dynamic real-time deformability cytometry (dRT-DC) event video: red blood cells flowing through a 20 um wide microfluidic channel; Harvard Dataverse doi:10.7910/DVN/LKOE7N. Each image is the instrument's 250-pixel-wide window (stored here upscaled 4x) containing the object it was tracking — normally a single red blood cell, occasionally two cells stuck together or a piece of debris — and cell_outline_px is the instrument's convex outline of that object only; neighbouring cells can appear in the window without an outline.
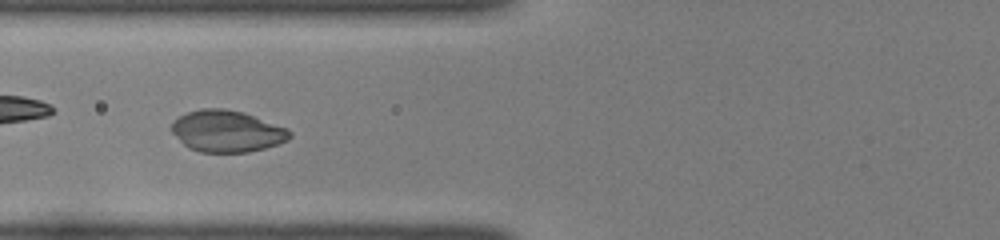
{"species": "common noctule bat (a hibernating species)", "species_latin": "Nyctalus noctula", "temperature_condition": "room temperature", "stored_images_in_passage": 44, "camera_frame_rate_fps": 3000, "um_per_image_px": 0.085, "animal": {"sex": "female", "body_mass_g": 22.0, "forearm_length_mm": 56.7}, "frame": {"image": 1, "passage_image": 16, "time_ms": 5.0, "image_size_px": [1000, 240], "cell_outline_px": [[292, 136], [288, 140], [264, 148], [248, 152], [200, 152], [188, 148], [172, 132], [172, 124], [180, 116], [188, 112], [200, 108], [224, 108], [244, 112], [288, 128], [292, 132]], "centroid_in_image_um": [19.32, 11.14], "position_along_channel_um": 106.5, "area_um2": 28.61}}
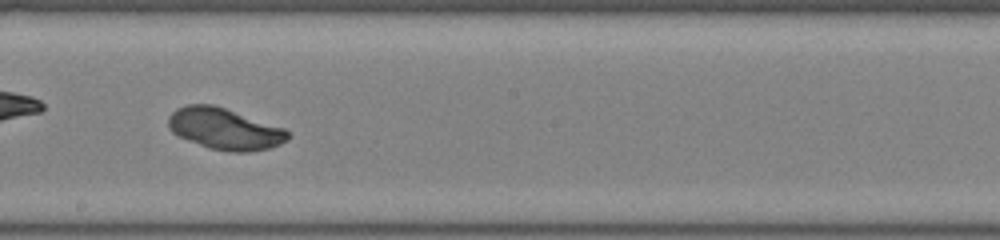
{"frame": {"image": 2, "passage_image": 25, "time_ms": 8.0, "image_size_px": [1000, 240], "cell_outline_px": [[292, 136], [288, 140], [272, 148], [248, 152], [232, 152], [208, 148], [188, 140], [172, 132], [168, 128], [168, 116], [176, 108], [188, 104], [212, 104], [284, 128]], "centroid_in_image_um": [19.1, 10.96], "position_along_channel_um": 229.1, "area_um2": 28.84}}
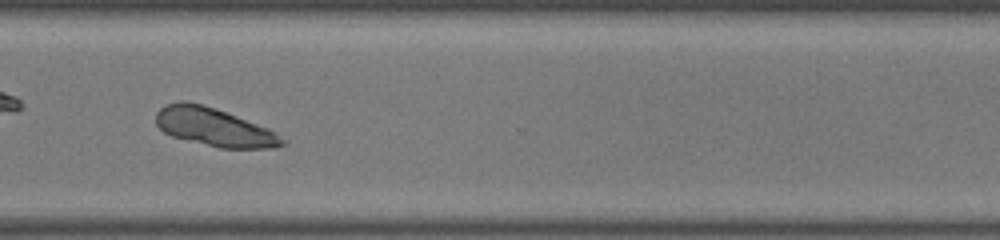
{"frame": {"image": 3, "passage_image": 34, "time_ms": 11.0, "image_size_px": [1000, 240], "cell_outline_px": [[288, 144], [276, 148], [220, 148], [172, 136], [164, 132], [156, 124], [156, 112], [164, 104], [180, 100], [188, 100], [204, 104], [216, 108], [268, 128], [288, 140]], "centroid_in_image_um": [18.22, 10.79], "position_along_channel_um": 352.4, "area_um2": 28.44}}